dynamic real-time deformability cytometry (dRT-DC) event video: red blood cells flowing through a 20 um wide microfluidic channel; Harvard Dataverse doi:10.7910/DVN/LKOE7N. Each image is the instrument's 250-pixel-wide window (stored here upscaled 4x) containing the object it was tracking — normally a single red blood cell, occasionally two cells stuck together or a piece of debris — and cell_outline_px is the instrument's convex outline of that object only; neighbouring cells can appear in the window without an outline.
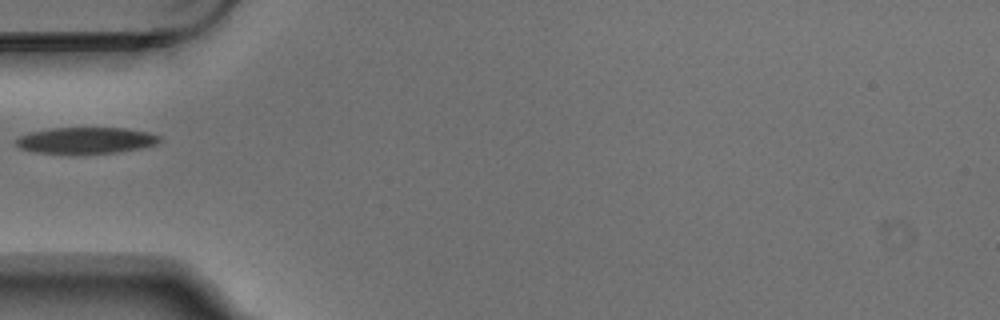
{"species": "Egyptian fruit bat (a non-hibernating species)", "species_latin": "Rousettus aegyptiacus", "temperature_condition": "warm", "stored_images_in_passage": 2, "camera_frame_rate_fps": 3000, "um_per_image_px": 0.085, "animal": {"sex": "male"}, "frame": {"image": 1, "passage_image": 1, "time_ms": 0.0, "image_size_px": [1000, 320], "cell_outline_px": [[160, 140], [156, 144], [140, 148], [116, 152], [68, 156], [36, 152], [20, 148], [16, 144], [16, 140], [20, 136], [32, 132], [52, 128], [124, 128], [148, 132], [160, 136]], "centroid_in_image_um": [7.28, 11.97], "position_along_channel_um": 77.7, "area_um2": 22.43}}
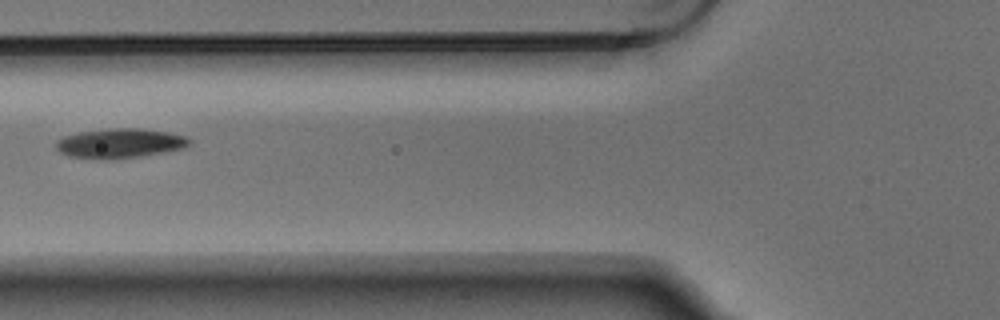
{"frame": {"image": 2, "passage_image": 2, "time_ms": 0.333, "image_size_px": [1000, 320], "cell_outline_px": [[192, 144], [184, 148], [164, 152], [140, 156], [108, 160], [104, 160], [68, 156], [60, 152], [56, 148], [56, 140], [64, 136], [80, 132], [108, 128], [140, 128], [168, 132], [184, 136], [192, 140]], "centroid_in_image_um": [10.19, 12.18], "position_along_channel_um": 115.6, "area_um2": 23.18}}